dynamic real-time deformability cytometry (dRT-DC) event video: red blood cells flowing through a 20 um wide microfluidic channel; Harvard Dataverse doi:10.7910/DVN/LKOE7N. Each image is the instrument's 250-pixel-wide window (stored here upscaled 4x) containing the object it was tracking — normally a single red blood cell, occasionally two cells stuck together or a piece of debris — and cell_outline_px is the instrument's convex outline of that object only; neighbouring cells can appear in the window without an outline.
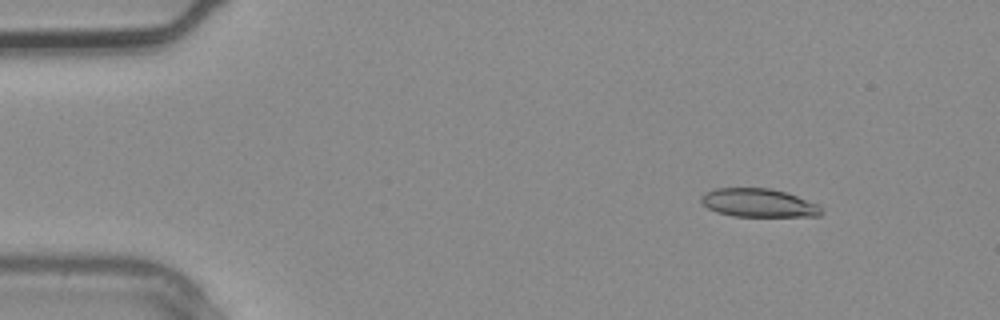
{"species": "common noctule bat (a hibernating species)", "species_latin": "Nyctalus noctula", "temperature_condition": "warm", "stored_images_in_passage": 1, "camera_frame_rate_fps": 3000, "um_per_image_px": 0.085, "animal": {"sex": "male", "body_mass_g": 20.4}, "frame": {"image": 1, "passage_image": 1, "time_ms": 0.0, "image_size_px": [1000, 320], "cell_outline_px": [[824, 212], [820, 216], [732, 216], [716, 212], [708, 208], [700, 200], [700, 196], [704, 192], [716, 188], [768, 188], [788, 192], [816, 204]], "centroid_in_image_um": [64.45, 17.24], "position_along_channel_um": 20.6, "area_um2": 19.94}}